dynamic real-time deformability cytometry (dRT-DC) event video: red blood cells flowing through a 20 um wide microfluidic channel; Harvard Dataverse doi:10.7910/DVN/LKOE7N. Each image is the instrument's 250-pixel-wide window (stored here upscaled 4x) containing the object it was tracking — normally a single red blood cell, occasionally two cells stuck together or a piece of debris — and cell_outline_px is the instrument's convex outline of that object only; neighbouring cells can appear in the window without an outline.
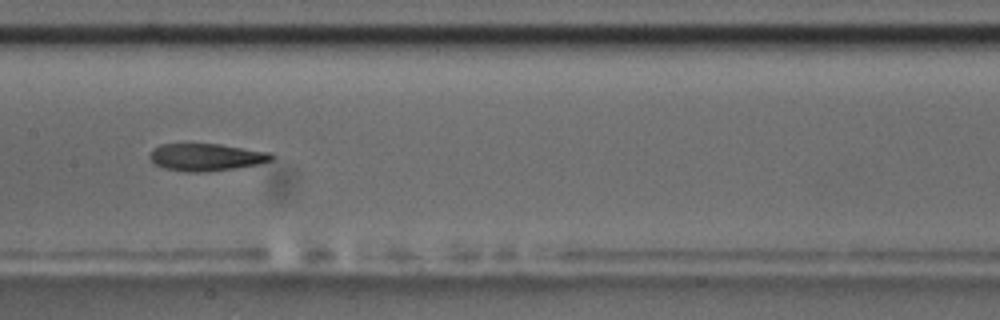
{"species": "common noctule bat (a hibernating species)", "species_latin": "Nyctalus noctula", "temperature_condition": "room temperature", "stored_images_in_passage": 12, "camera_frame_rate_fps": 3000, "um_per_image_px": 0.085, "animal": {"sex": "male", "body_mass_g": 17.5, "forearm_length_mm": 52.3}, "frame": {"image": 1, "passage_image": 9, "time_ms": 9.333, "image_size_px": [1000, 320], "cell_outline_px": [[276, 156], [272, 160], [260, 164], [204, 172], [188, 172], [164, 168], [156, 164], [148, 156], [152, 148], [160, 144], [220, 144], [272, 152]], "centroid_in_image_um": [17.55, 13.35], "position_along_channel_um": 189.8, "area_um2": 19.48}}